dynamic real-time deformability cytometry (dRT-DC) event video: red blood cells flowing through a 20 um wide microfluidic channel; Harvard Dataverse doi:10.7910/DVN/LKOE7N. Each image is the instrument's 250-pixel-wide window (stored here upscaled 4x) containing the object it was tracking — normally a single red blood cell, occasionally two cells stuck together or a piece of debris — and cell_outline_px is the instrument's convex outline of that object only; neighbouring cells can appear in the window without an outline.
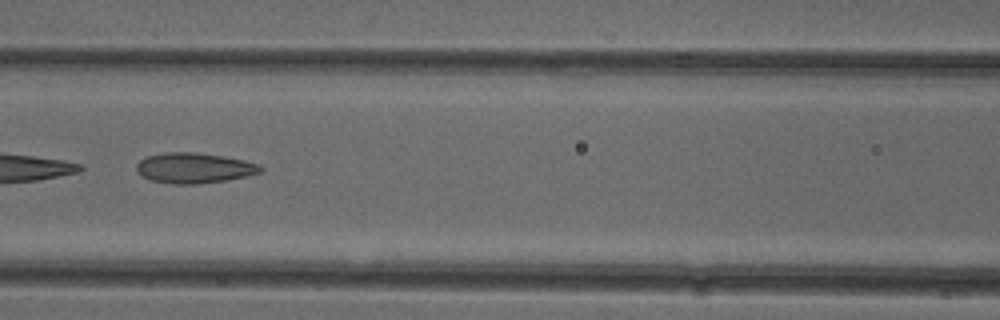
{"species": "common noctule bat (a hibernating species)", "species_latin": "Nyctalus noctula", "temperature_condition": "cold", "stored_images_in_passage": 7, "camera_frame_rate_fps": 3000, "um_per_image_px": 0.085, "animal": {"sex": "female"}, "frame": {"image": 1, "passage_image": 7, "time_ms": 2.0, "image_size_px": [1000, 320], "cell_outline_px": [[264, 168], [260, 172], [228, 180], [196, 184], [172, 184], [148, 180], [140, 176], [136, 172], [136, 164], [140, 160], [148, 156], [168, 152], [196, 152], [244, 160], [260, 164]], "centroid_in_image_um": [16.46, 14.29], "position_along_channel_um": 150.1, "area_um2": 22.02}}